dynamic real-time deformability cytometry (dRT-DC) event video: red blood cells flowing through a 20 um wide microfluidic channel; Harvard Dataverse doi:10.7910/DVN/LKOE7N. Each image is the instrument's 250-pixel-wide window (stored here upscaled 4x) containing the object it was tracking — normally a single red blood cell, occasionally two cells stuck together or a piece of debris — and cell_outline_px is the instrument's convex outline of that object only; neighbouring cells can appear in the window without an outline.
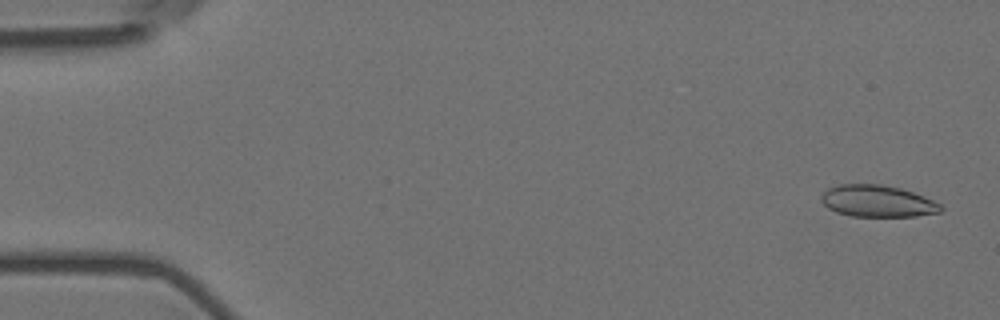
{"species": "Egyptian fruit bat (a non-hibernating species)", "species_latin": "Rousettus aegyptiacus", "temperature_condition": "room temperature", "stored_images_in_passage": 56, "camera_frame_rate_fps": 3000, "um_per_image_px": 0.085, "animal": {"sex": "female"}, "frame": {"image": 1, "passage_image": 2, "time_ms": 0.333, "image_size_px": [1000, 320], "cell_outline_px": [[944, 208], [940, 212], [916, 216], [852, 216], [836, 212], [828, 208], [820, 200], [820, 196], [828, 188], [840, 184], [880, 184], [900, 188], [912, 192], [932, 200], [940, 204]], "centroid_in_image_um": [74.56, 17.09], "position_along_channel_um": 10.4, "area_um2": 22.02}}
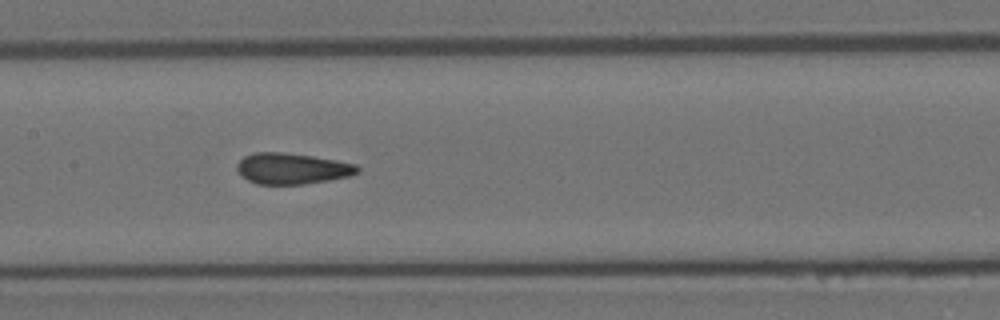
{"frame": {"image": 2, "passage_image": 27, "time_ms": 8.667, "image_size_px": [1000, 320], "cell_outline_px": [[360, 172], [348, 176], [328, 180], [304, 184], [256, 184], [248, 180], [236, 168], [236, 164], [244, 156], [256, 152], [284, 152], [312, 156], [336, 160], [356, 164], [360, 168]], "centroid_in_image_um": [24.83, 14.32], "position_along_channel_um": 182.6, "area_um2": 21.68}}
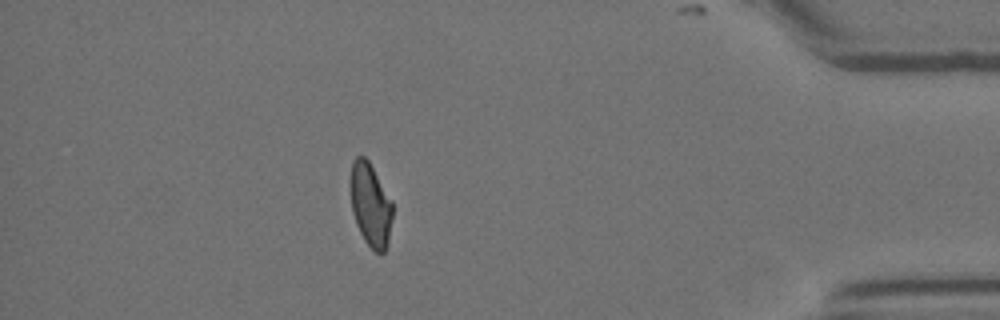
{"frame": {"image": 3, "passage_image": 49, "time_ms": 16.0, "image_size_px": [1000, 320], "cell_outline_px": [[392, 216], [388, 244], [384, 252], [376, 252], [364, 240], [356, 224], [352, 212], [352, 160], [356, 156], [364, 156], [368, 160], [392, 200]], "centroid_in_image_um": [31.51, 17.42], "position_along_channel_um": 403.7, "area_um2": 20.06}, "authors_computed_cell_mechanics": {"area_um2": 21.9062, "velocity_mm_per_s": 3.6312, "shape_relaxation_time_tau1_ms": null, "shape_relaxation_time_tau2_ms": 1.3515, "deformation_change_tau1": null, "deformation_change_tau2": 0.0851}}